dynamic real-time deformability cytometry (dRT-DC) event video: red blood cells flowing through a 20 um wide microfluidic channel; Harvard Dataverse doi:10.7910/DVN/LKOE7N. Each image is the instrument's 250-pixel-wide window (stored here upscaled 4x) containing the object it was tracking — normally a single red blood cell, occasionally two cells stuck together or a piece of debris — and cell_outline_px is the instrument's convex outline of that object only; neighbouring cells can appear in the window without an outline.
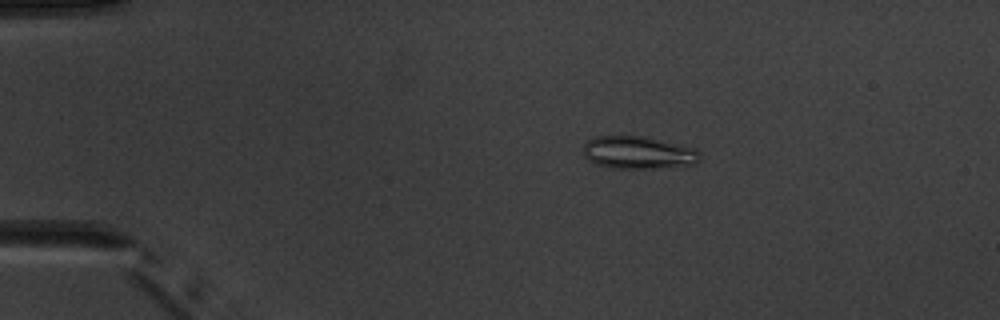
{"species": "common noctule bat (a hibernating species)", "species_latin": "Nyctalus noctula", "temperature_condition": "warm", "stored_images_in_passage": 6, "camera_frame_rate_fps": 3000, "um_per_image_px": 0.085, "animal": {"sex": "male", "body_mass_g": 20.1, "forearm_length_mm": 53.5}, "frame": {"image": 1, "passage_image": 3, "time_ms": 2.333, "image_size_px": [1000, 320], "cell_outline_px": [[700, 160], [696, 164], [656, 168], [612, 168], [596, 164], [588, 160], [584, 156], [584, 144], [588, 140], [596, 136], [644, 136], [696, 148], [700, 152]], "centroid_in_image_um": [54.27, 12.97], "position_along_channel_um": 30.7, "area_um2": 22.25}}
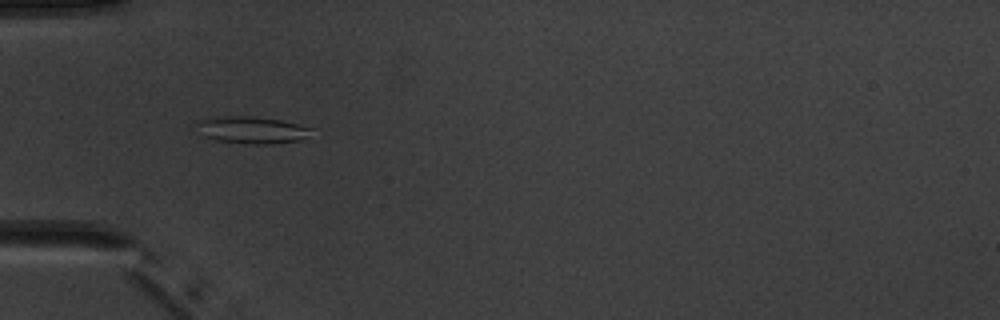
{"frame": {"image": 2, "passage_image": 5, "time_ms": 4.667, "image_size_px": [1000, 320], "cell_outline_px": [[312, 128], [300, 140], [272, 144], [252, 144], [216, 140], [200, 136], [196, 124], [200, 120], [216, 116], [252, 116], [280, 120]], "centroid_in_image_um": [21.3, 11.04], "position_along_channel_um": 63.7, "area_um2": 17.92}}
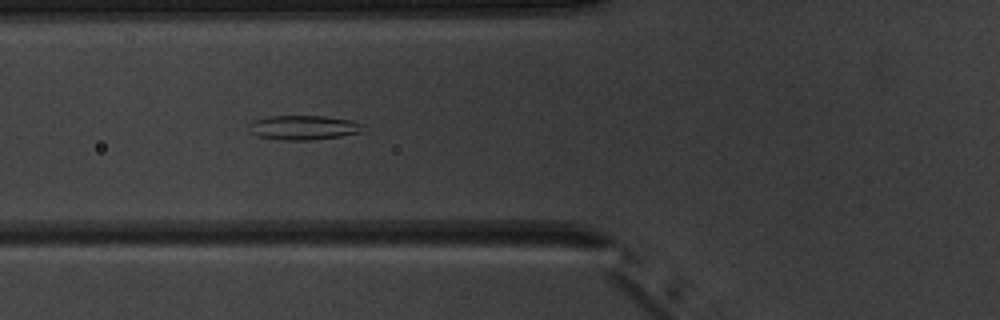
{"frame": {"image": 3, "passage_image": 6, "time_ms": 5.667, "image_size_px": [1000, 320], "cell_outline_px": [[364, 132], [340, 136], [312, 140], [280, 140], [256, 136], [248, 132], [248, 124], [256, 120], [268, 116], [324, 116], [348, 120], [364, 124]], "centroid_in_image_um": [25.77, 10.85], "position_along_channel_um": 100.0, "area_um2": 16.42}}